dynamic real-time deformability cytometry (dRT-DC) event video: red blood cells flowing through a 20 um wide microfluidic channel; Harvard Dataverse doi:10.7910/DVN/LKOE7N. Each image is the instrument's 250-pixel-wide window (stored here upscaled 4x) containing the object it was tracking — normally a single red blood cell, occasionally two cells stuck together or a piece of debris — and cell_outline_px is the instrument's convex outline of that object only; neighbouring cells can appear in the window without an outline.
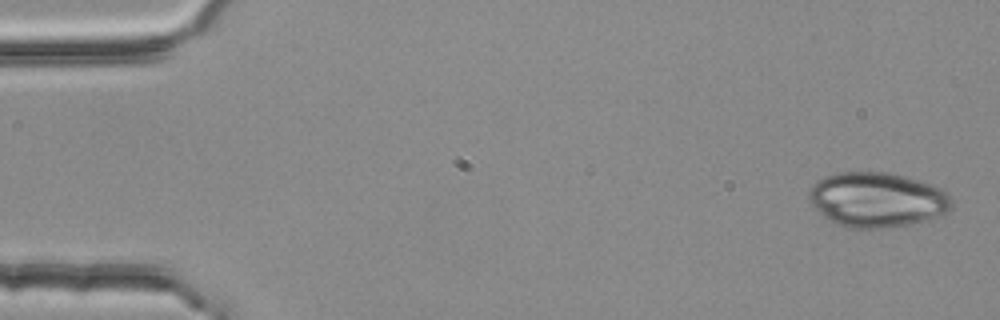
{"species": "common noctule bat (a hibernating species)", "species_latin": "Nyctalus noctula", "temperature_condition": "room temperature", "stored_images_in_passage": 4, "camera_frame_rate_fps": 3000, "um_per_image_px": 0.085, "animal": {"sex": "female", "body_mass_g": 25.1}, "frame": {"image": 1, "passage_image": 1, "time_ms": 0.0, "image_size_px": [1000, 320], "cell_outline_px": [[952, 208], [944, 212], [924, 220], [908, 224], [884, 228], [848, 228], [836, 224], [824, 216], [812, 204], [808, 196], [808, 192], [812, 184], [816, 180], [824, 176], [840, 172], [888, 172], [920, 180], [932, 184], [940, 188], [952, 200]], "centroid_in_image_um": [74.5, 16.96], "position_along_channel_um": 10.5, "area_um2": 45.37}}